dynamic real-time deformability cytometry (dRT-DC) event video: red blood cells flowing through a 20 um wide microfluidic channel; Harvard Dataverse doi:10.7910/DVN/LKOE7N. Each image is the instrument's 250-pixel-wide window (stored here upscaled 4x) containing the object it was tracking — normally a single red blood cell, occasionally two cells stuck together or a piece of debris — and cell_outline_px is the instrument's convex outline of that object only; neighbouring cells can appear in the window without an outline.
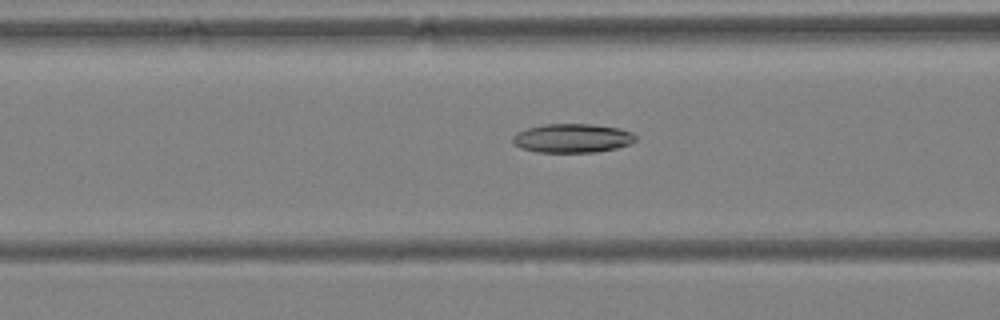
{"species": "Egyptian fruit bat (a non-hibernating species)", "species_latin": "Rousettus aegyptiacus", "temperature_condition": "warm", "stored_images_in_passage": 34, "camera_frame_rate_fps": 3000, "um_per_image_px": 0.085, "animal": {"sex": "female"}, "frame": {"image": 1, "passage_image": 5, "time_ms": 1.333, "image_size_px": [1000, 320], "cell_outline_px": [[636, 140], [628, 144], [616, 148], [596, 152], [536, 152], [520, 148], [512, 144], [512, 136], [516, 132], [528, 128], [544, 124], [592, 124], [620, 128], [632, 132], [636, 136]], "centroid_in_image_um": [48.61, 11.74], "position_along_channel_um": 118.0, "area_um2": 20.87}}
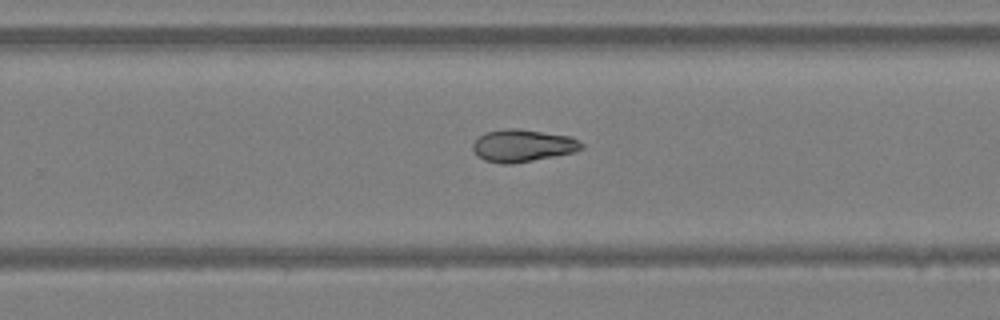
{"frame": {"image": 2, "passage_image": 17, "time_ms": 5.333, "image_size_px": [1000, 320], "cell_outline_px": [[584, 148], [576, 152], [556, 156], [512, 164], [500, 164], [484, 160], [476, 156], [472, 148], [472, 144], [484, 132], [508, 128], [520, 128], [568, 136], [584, 144]], "centroid_in_image_um": [44.41, 12.39], "position_along_channel_um": 285.4, "area_um2": 20.69}}
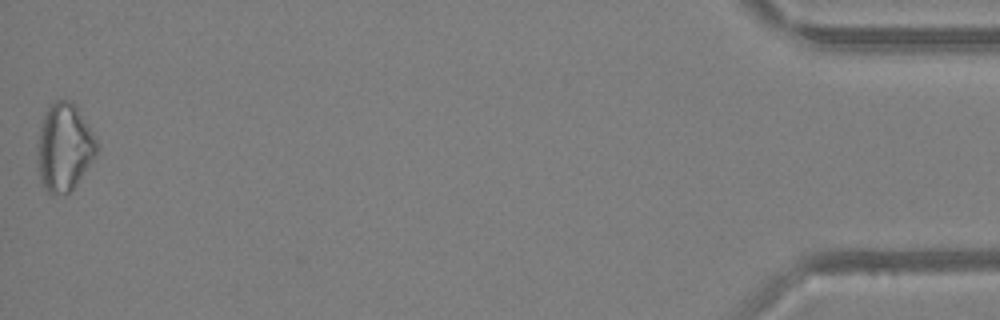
{"frame": {"image": 3, "passage_image": 34, "time_ms": 11.0, "image_size_px": [1000, 320], "cell_outline_px": [[96, 152], [76, 184], [68, 192], [52, 196], [44, 188], [40, 180], [36, 160], [36, 144], [40, 128], [48, 104], [56, 100], [72, 100], [76, 104], [96, 140]], "centroid_in_image_um": [5.39, 12.5], "position_along_channel_um": 429.8, "area_um2": 30.23}, "authors_computed_cell_mechanics": {"area_um2": 20.8947, "velocity_mm_per_s": 4.1987, "shape_relaxation_time_tau1_ms": 7.51, "shape_relaxation_time_tau2_ms": null, "deformation_change_tau1": 0.1671, "deformation_change_tau2": null}}